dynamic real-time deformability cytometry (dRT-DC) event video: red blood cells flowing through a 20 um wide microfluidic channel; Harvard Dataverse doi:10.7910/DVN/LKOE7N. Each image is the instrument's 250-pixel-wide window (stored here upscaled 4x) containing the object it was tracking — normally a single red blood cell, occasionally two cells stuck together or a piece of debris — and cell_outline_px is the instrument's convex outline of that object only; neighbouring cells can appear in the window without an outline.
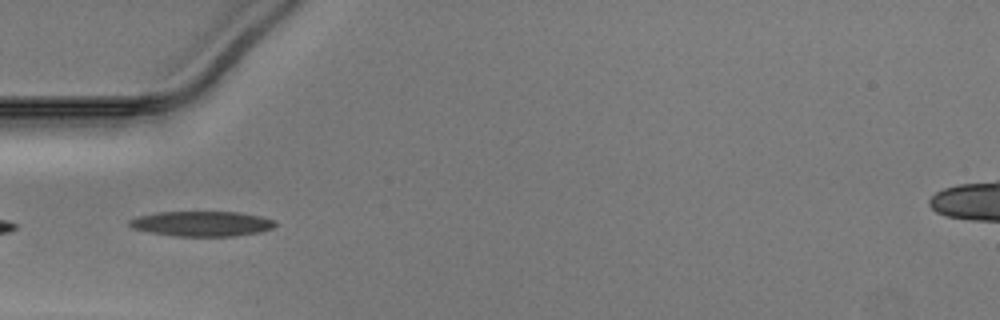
{"species": "Egyptian fruit bat (a non-hibernating species)", "species_latin": "Rousettus aegyptiacus", "temperature_condition": "warm", "stored_images_in_passage": 20, "camera_frame_rate_fps": 3000, "um_per_image_px": 0.085, "animal": {"sex": "male"}, "frame": {"image": 1, "passage_image": 1, "time_ms": 0.0, "image_size_px": [1000, 320], "cell_outline_px": [[276, 224], [272, 228], [256, 232], [232, 236], [176, 236], [152, 232], [132, 228], [128, 224], [128, 220], [136, 216], [156, 212], [240, 212], [260, 216], [276, 220]], "centroid_in_image_um": [17.12, 19.0], "position_along_channel_um": 67.9, "area_um2": 21.21}}
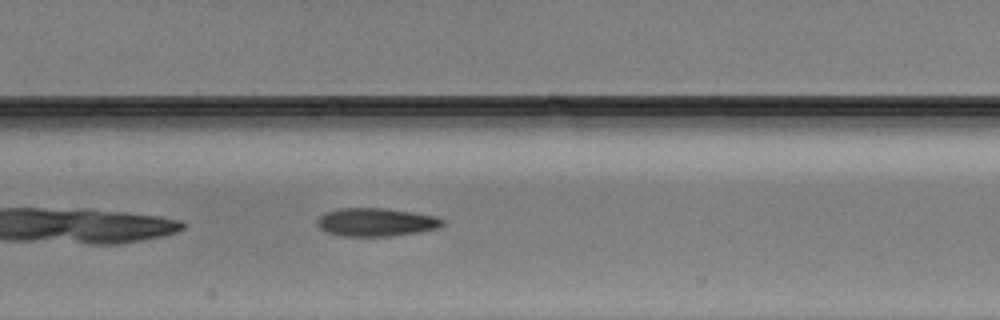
{"frame": {"image": 2, "passage_image": 9, "time_ms": 2.667, "image_size_px": [1000, 320], "cell_outline_px": [[444, 224], [436, 228], [420, 232], [388, 236], [344, 236], [324, 232], [316, 224], [316, 220], [324, 212], [340, 208], [384, 208], [436, 216], [444, 220]], "centroid_in_image_um": [31.92, 18.88], "position_along_channel_um": 175.5, "area_um2": 20.63}}
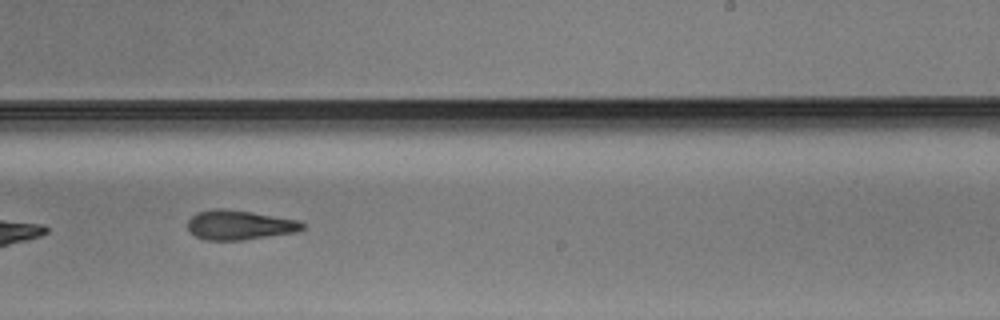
{"frame": {"image": 3, "passage_image": 16, "time_ms": 5.0, "image_size_px": [1000, 320], "cell_outline_px": [[304, 228], [296, 232], [244, 240], [204, 240], [196, 236], [188, 228], [188, 220], [196, 212], [212, 208], [224, 208], [252, 212], [300, 220], [304, 224]], "centroid_in_image_um": [20.36, 19.11], "position_along_channel_um": 268.6, "area_um2": 19.88}}